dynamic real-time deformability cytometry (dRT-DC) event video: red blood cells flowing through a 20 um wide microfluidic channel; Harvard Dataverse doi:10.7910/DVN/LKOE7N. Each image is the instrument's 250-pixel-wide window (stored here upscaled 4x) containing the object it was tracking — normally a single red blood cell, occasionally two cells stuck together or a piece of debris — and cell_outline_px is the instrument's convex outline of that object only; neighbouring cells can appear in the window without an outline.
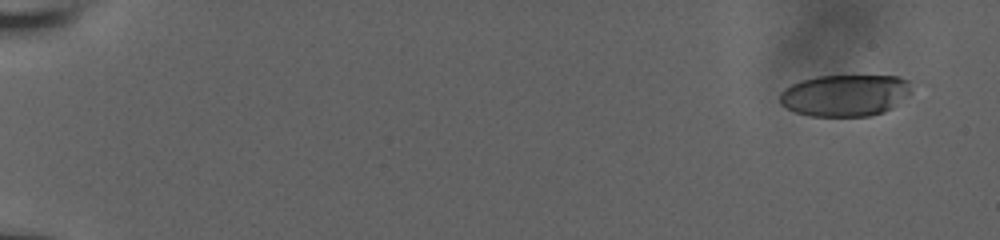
{"species": "human", "species_latin": "Homo sapiens", "temperature_condition": "room temperature", "stored_images_in_passage": 55, "camera_frame_rate_fps": 3000, "um_per_image_px": 0.085, "donor": {"sex": "male"}, "frame": {"image": 1, "passage_image": 1, "time_ms": 0.0, "image_size_px": [1000, 240], "cell_outline_px": [[912, 92], [908, 96], [892, 108], [884, 112], [868, 116], [812, 116], [796, 112], [780, 104], [780, 92], [784, 88], [800, 80], [816, 76], [900, 76], [908, 80]], "centroid_in_image_um": [71.84, 8.09], "position_along_channel_um": 13.2, "area_um2": 32.19}}
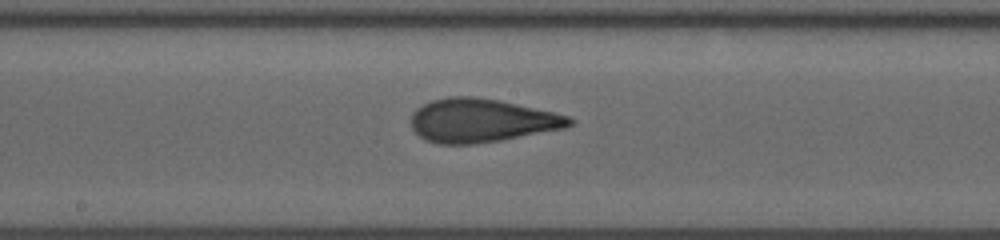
{"frame": {"image": 2, "passage_image": 31, "time_ms": 10.0, "image_size_px": [1000, 240], "cell_outline_px": [[576, 120], [568, 128], [500, 140], [472, 144], [436, 144], [424, 140], [412, 128], [412, 112], [416, 108], [432, 100], [448, 96], [472, 96], [500, 100], [552, 112], [568, 116]], "centroid_in_image_um": [40.92, 10.24], "position_along_channel_um": 207.3, "area_um2": 40.29}}
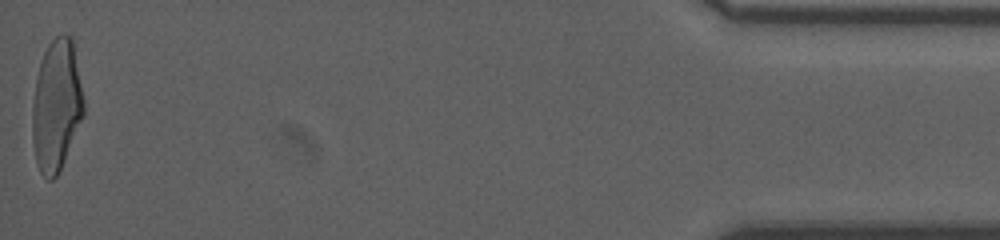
{"frame": {"image": 3, "passage_image": 55, "time_ms": 18.0, "image_size_px": [1000, 240], "cell_outline_px": [[84, 116], [60, 168], [56, 176], [52, 180], [48, 180], [40, 172], [36, 164], [32, 140], [32, 108], [36, 80], [40, 64], [44, 52], [48, 44], [56, 36], [72, 36], [84, 100]], "centroid_in_image_um": [4.79, 8.99], "position_along_channel_um": 430.4, "area_um2": 39.13}, "authors_computed_cell_mechanics": {"area_um2": 38.8994, "velocity_mm_per_s": 3.8348, "shape_relaxation_time_tau1_ms": 8.2085, "shape_relaxation_time_tau2_ms": 1.0634, "deformation_change_tau1": 0.2812, "deformation_change_tau2": 0.0897}}